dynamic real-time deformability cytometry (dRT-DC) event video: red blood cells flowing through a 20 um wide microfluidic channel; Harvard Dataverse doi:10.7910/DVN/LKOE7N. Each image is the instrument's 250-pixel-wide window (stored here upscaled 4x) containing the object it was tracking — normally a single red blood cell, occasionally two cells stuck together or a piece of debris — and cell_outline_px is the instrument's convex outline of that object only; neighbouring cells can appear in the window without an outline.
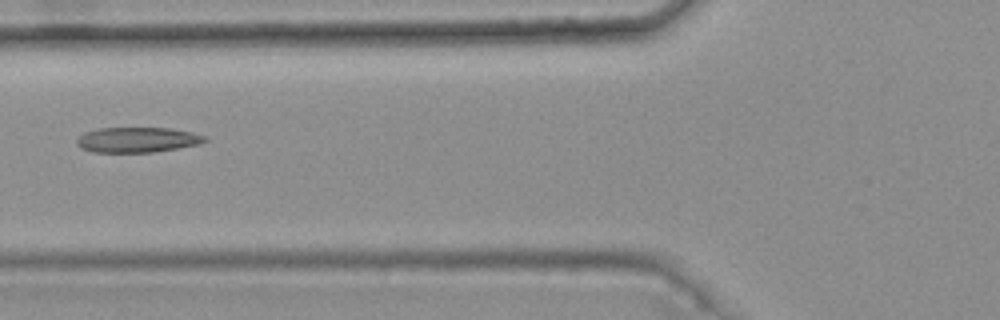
{"species": "common noctule bat (a hibernating species)", "species_latin": "Nyctalus noctula", "temperature_condition": "warm", "stored_images_in_passage": 6, "camera_frame_rate_fps": 3000, "um_per_image_px": 0.085, "animal": {"sex": "female", "body_mass_g": 25.1}, "frame": {"image": 1, "passage_image": 3, "time_ms": 0.667, "image_size_px": [1000, 320], "cell_outline_px": [[208, 140], [200, 144], [152, 152], [92, 152], [80, 148], [76, 144], [76, 140], [84, 132], [100, 128], [168, 128], [192, 132], [208, 136]], "centroid_in_image_um": [11.68, 11.88], "position_along_channel_um": 114.1, "area_um2": 18.84}}
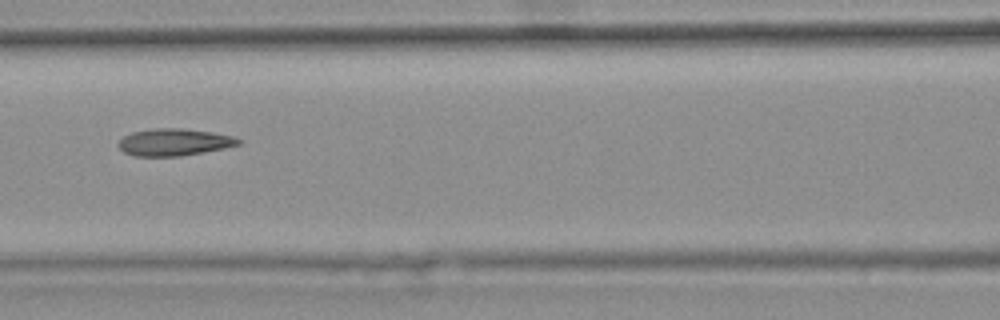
{"frame": {"image": 2, "passage_image": 4, "time_ms": 1.0, "image_size_px": [1000, 320], "cell_outline_px": [[244, 140], [240, 144], [224, 148], [180, 156], [136, 156], [124, 152], [116, 144], [124, 136], [132, 132], [156, 128], [180, 128], [212, 132], [232, 136]], "centroid_in_image_um": [14.8, 12.08], "position_along_channel_um": 151.8, "area_um2": 18.84}}
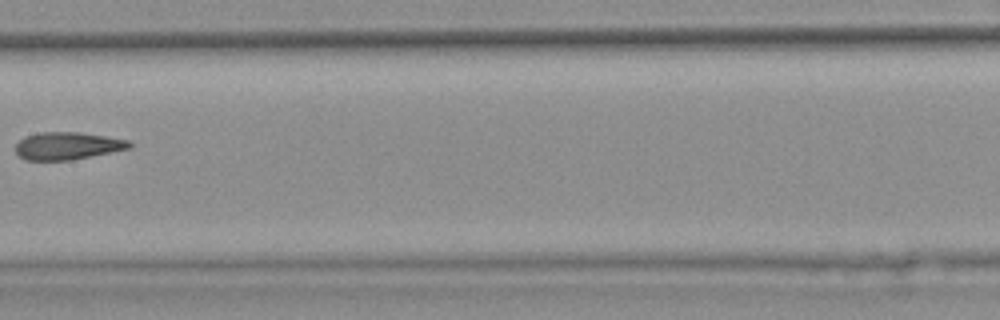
{"frame": {"image": 3, "passage_image": 5, "time_ms": 1.333, "image_size_px": [1000, 320], "cell_outline_px": [[132, 148], [72, 160], [24, 160], [16, 152], [16, 144], [20, 140], [28, 136], [40, 132], [80, 132], [128, 140], [132, 144]], "centroid_in_image_um": [5.76, 12.4], "position_along_channel_um": 201.6, "area_um2": 18.15}}